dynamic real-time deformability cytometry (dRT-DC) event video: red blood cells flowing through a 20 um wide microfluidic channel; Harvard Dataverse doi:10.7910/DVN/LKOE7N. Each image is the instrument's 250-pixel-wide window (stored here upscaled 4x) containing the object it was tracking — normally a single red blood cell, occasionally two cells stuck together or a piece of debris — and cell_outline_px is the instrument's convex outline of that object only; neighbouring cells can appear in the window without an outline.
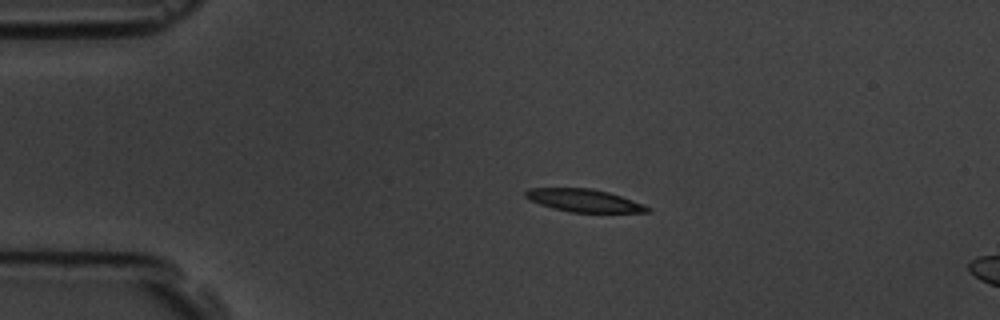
{"species": "common noctule bat (a hibernating species)", "species_latin": "Nyctalus noctula", "temperature_condition": "room temperature", "stored_images_in_passage": 3, "camera_frame_rate_fps": 3000, "um_per_image_px": 0.085, "animal": {"sex": "male", "body_mass_g": 19.5, "forearm_length_mm": 54.6}, "frame": {"image": 1, "passage_image": 2, "time_ms": 1.0, "image_size_px": [1000, 320], "cell_outline_px": [[652, 212], [572, 212], [552, 208], [528, 200], [524, 196], [524, 192], [528, 188], [588, 188], [608, 192], [644, 204], [652, 208]], "centroid_in_image_um": [49.62, 17.04], "position_along_channel_um": 35.4, "area_um2": 16.13}}